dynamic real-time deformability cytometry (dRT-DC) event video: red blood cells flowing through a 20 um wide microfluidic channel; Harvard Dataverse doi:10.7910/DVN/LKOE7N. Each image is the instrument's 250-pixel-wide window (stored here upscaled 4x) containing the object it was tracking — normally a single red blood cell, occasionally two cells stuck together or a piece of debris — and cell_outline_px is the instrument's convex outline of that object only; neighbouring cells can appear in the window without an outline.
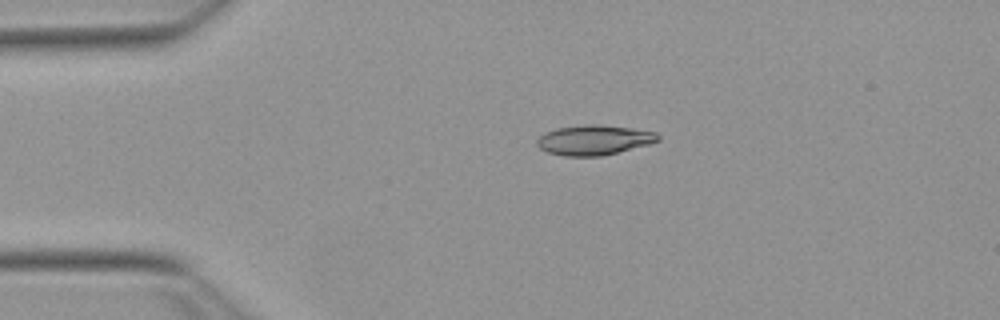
{"species": "Egyptian fruit bat (a non-hibernating species)", "species_latin": "Rousettus aegyptiacus", "temperature_condition": "warm", "stored_images_in_passage": 43, "camera_frame_rate_fps": 3000, "um_per_image_px": 0.085, "animal": {"sex": "female"}, "frame": {"image": 1, "passage_image": 1, "time_ms": 0.0, "image_size_px": [1000, 320], "cell_outline_px": [[660, 140], [648, 144], [600, 156], [564, 156], [548, 152], [540, 148], [536, 144], [536, 140], [544, 132], [556, 128], [584, 124], [596, 124], [628, 128], [656, 132], [660, 136]], "centroid_in_image_um": [50.44, 11.89], "position_along_channel_um": 34.6, "area_um2": 20.92}}
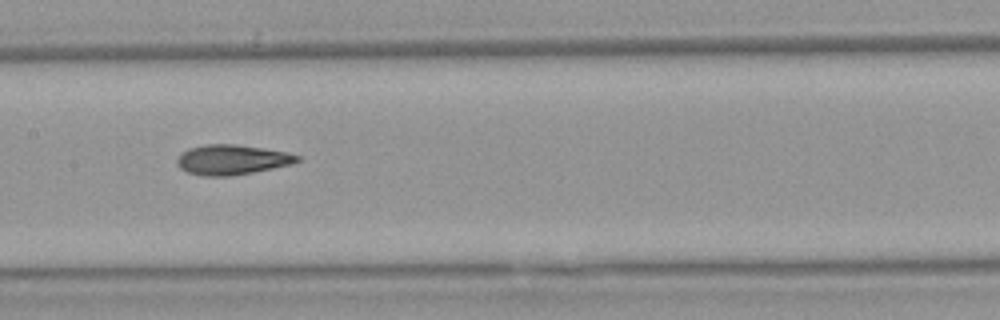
{"frame": {"image": 2, "passage_image": 16, "time_ms": 5.0, "image_size_px": [1000, 320], "cell_outline_px": [[300, 160], [292, 164], [252, 172], [228, 176], [204, 176], [188, 172], [180, 168], [176, 164], [176, 160], [180, 152], [188, 148], [204, 144], [236, 144], [288, 152], [300, 156]], "centroid_in_image_um": [19.68, 13.56], "position_along_channel_um": 187.7, "area_um2": 21.04}}
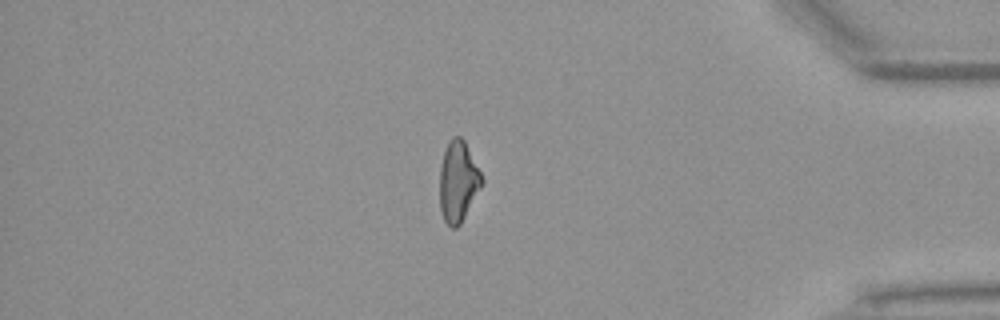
{"frame": {"image": 3, "passage_image": 35, "time_ms": 11.333, "image_size_px": [1000, 320], "cell_outline_px": [[484, 180], [460, 224], [456, 228], [452, 228], [444, 220], [440, 208], [440, 168], [444, 152], [452, 136], [460, 136], [464, 140]], "centroid_in_image_um": [38.93, 15.43], "position_along_channel_um": 396.3, "area_um2": 19.36}, "authors_computed_cell_mechanics": {"area_um2": 20.4612, "velocity_mm_per_s": 3.8459, "shape_relaxation_time_tau1_ms": 6.0986, "shape_relaxation_time_tau2_ms": 2.2524, "deformation_change_tau1": 0.1945, "deformation_change_tau2": 0.1053}}